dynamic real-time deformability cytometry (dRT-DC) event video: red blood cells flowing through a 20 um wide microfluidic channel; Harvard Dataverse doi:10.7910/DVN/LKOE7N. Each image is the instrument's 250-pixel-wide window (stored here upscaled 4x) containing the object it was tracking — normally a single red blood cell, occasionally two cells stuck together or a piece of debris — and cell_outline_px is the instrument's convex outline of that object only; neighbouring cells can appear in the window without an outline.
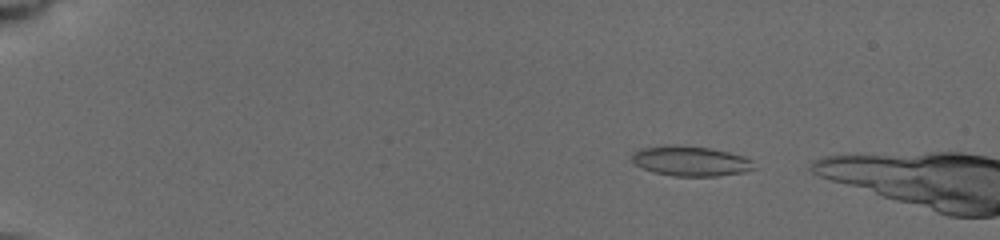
{"species": "common noctule bat (a hibernating species)", "species_latin": "Nyctalus noctula", "temperature_condition": "cold", "stored_images_in_passage": 13, "camera_frame_rate_fps": 3000, "um_per_image_px": 0.085, "animal": {"sex": "female", "body_mass_g": 19.5, "forearm_length_mm": 54.1}, "frame": {"image": 1, "passage_image": 3, "time_ms": 0.667, "image_size_px": [1000, 240], "cell_outline_px": [[756, 168], [744, 172], [716, 176], [672, 176], [652, 172], [636, 164], [632, 160], [632, 156], [636, 152], [644, 148], [708, 148], [728, 152], [752, 160]], "centroid_in_image_um": [58.78, 13.76], "position_along_channel_um": 26.2, "area_um2": 20.11}}